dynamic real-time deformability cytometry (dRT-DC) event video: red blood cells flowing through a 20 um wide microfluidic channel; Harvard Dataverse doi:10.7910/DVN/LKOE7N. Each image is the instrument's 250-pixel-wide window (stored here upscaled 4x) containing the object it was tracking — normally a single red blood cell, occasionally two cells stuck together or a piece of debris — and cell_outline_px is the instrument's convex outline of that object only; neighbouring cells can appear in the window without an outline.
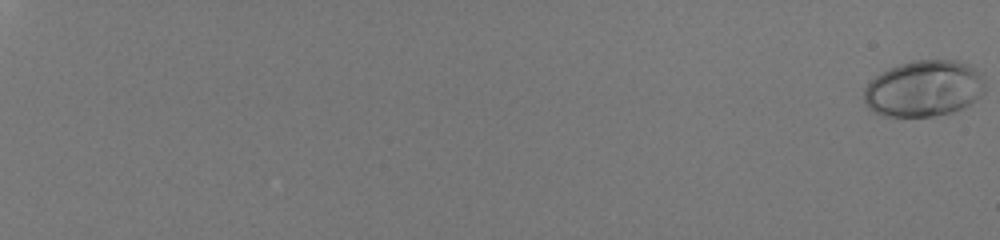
{"species": "human", "species_latin": "Homo sapiens", "temperature_condition": "room temperature", "stored_images_in_passage": 28, "camera_frame_rate_fps": 3000, "um_per_image_px": 0.085, "donor": {"sex": "male"}, "frame": {"image": 1, "passage_image": 1, "time_ms": 0.0, "image_size_px": [1000, 240], "cell_outline_px": [[984, 92], [976, 100], [952, 112], [932, 116], [884, 116], [872, 112], [864, 104], [864, 88], [880, 72], [888, 68], [912, 60], [956, 60], [968, 64], [976, 68], [980, 72], [984, 80]], "centroid_in_image_um": [78.52, 7.52], "position_along_channel_um": 6.5, "area_um2": 39.88}}
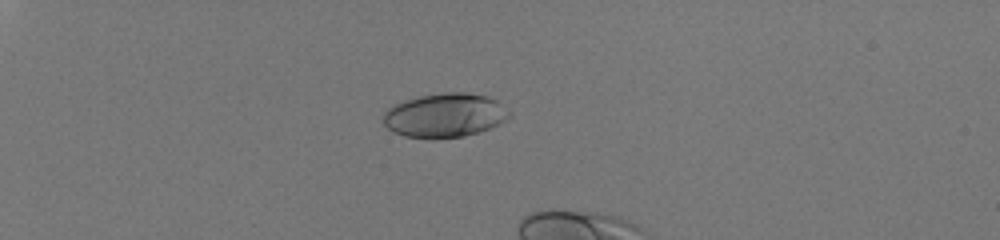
{"frame": {"image": 2, "passage_image": 21, "time_ms": 6.667, "image_size_px": [1000, 240], "cell_outline_px": [[512, 116], [500, 124], [464, 136], [404, 136], [392, 132], [384, 124], [384, 112], [392, 104], [404, 100], [420, 96], [444, 92], [464, 92], [488, 96], [496, 100], [512, 112]], "centroid_in_image_um": [37.83, 9.76], "position_along_channel_um": 47.2, "area_um2": 31.96}}